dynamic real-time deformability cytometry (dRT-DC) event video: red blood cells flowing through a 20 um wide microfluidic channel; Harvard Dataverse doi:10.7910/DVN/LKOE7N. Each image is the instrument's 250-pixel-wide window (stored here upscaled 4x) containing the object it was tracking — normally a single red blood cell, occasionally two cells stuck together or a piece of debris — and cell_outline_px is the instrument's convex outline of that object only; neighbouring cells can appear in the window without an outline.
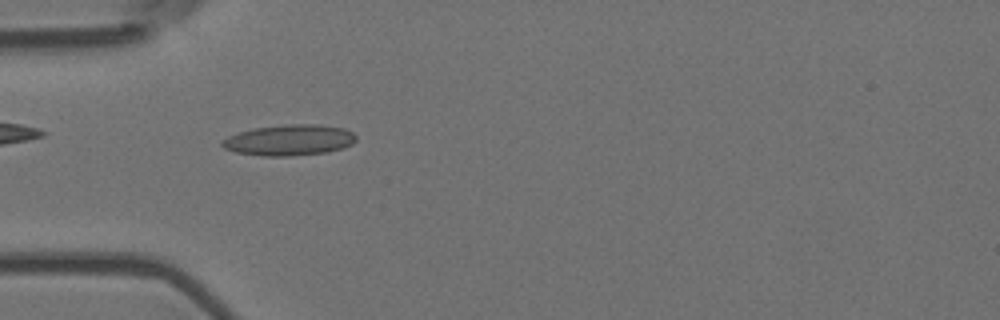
{"species": "Egyptian fruit bat (a non-hibernating species)", "species_latin": "Rousettus aegyptiacus", "temperature_condition": "room temperature", "stored_images_in_passage": 55, "camera_frame_rate_fps": 3000, "um_per_image_px": 0.085, "animal": {"sex": "female"}, "frame": {"image": 1, "passage_image": 17, "time_ms": 5.333, "image_size_px": [1000, 320], "cell_outline_px": [[356, 140], [352, 144], [328, 152], [288, 156], [264, 156], [236, 152], [224, 148], [220, 144], [220, 140], [228, 136], [240, 132], [256, 128], [288, 124], [316, 124], [344, 128], [352, 132], [356, 136]], "centroid_in_image_um": [24.58, 11.91], "position_along_channel_um": 60.4, "area_um2": 23.99}}
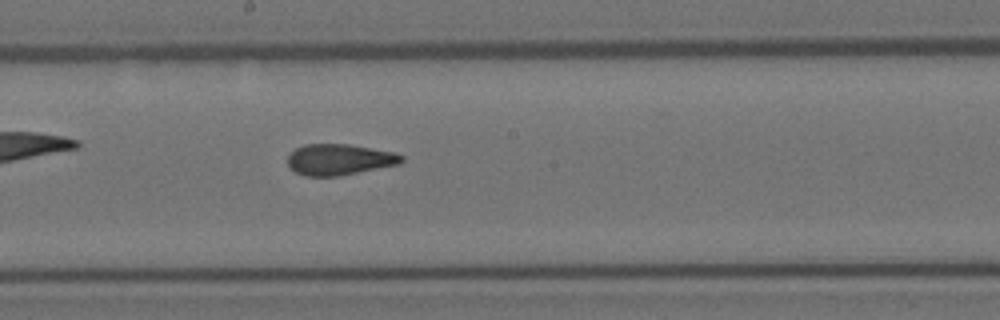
{"frame": {"image": 2, "passage_image": 30, "time_ms": 9.667, "image_size_px": [1000, 320], "cell_outline_px": [[404, 160], [400, 164], [340, 176], [304, 176], [296, 172], [288, 164], [288, 156], [296, 148], [304, 144], [348, 144], [392, 152], [404, 156]], "centroid_in_image_um": [28.85, 13.57], "position_along_channel_um": 219.3, "area_um2": 20.52}}
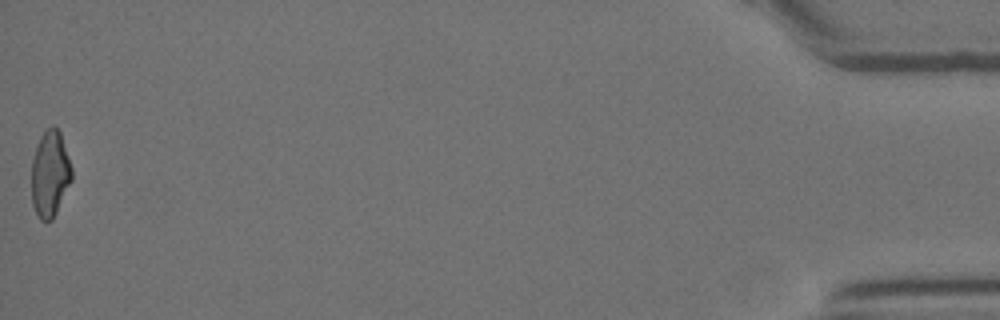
{"frame": {"image": 3, "passage_image": 55, "time_ms": 18.0, "image_size_px": [1000, 320], "cell_outline_px": [[72, 180], [52, 220], [40, 220], [32, 204], [32, 160], [40, 136], [52, 124], [60, 132], [72, 168]], "centroid_in_image_um": [4.25, 14.77], "position_along_channel_um": 430.9, "area_um2": 20.0}, "authors_computed_cell_mechanics": {"area_um2": 21.097, "velocity_mm_per_s": 3.7101, "shape_relaxation_time_tau1_ms": null, "shape_relaxation_time_tau2_ms": 1.6464, "deformation_change_tau1": null, "deformation_change_tau2": 0.0706}}